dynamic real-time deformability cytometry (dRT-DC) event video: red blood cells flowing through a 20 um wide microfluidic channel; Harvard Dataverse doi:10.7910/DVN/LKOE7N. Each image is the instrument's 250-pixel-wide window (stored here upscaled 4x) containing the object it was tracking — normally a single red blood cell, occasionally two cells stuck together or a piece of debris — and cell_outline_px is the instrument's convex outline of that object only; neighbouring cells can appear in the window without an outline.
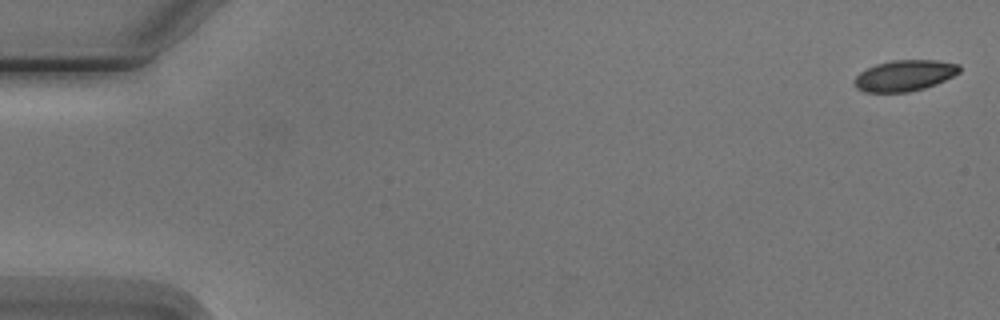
{"species": "Egyptian fruit bat (a non-hibernating species)", "species_latin": "Rousettus aegyptiacus", "temperature_condition": "cold", "stored_images_in_passage": 5, "camera_frame_rate_fps": 3000, "um_per_image_px": 0.085, "animal": {"sex": "male"}, "frame": {"image": 1, "passage_image": 1, "time_ms": 0.0, "image_size_px": [1000, 320], "cell_outline_px": [[960, 72], [936, 84], [924, 88], [908, 92], [864, 92], [856, 88], [852, 80], [860, 72], [876, 64], [892, 60], [936, 60], [960, 64]], "centroid_in_image_um": [76.87, 6.42], "position_along_channel_um": 8.1, "area_um2": 19.02}}
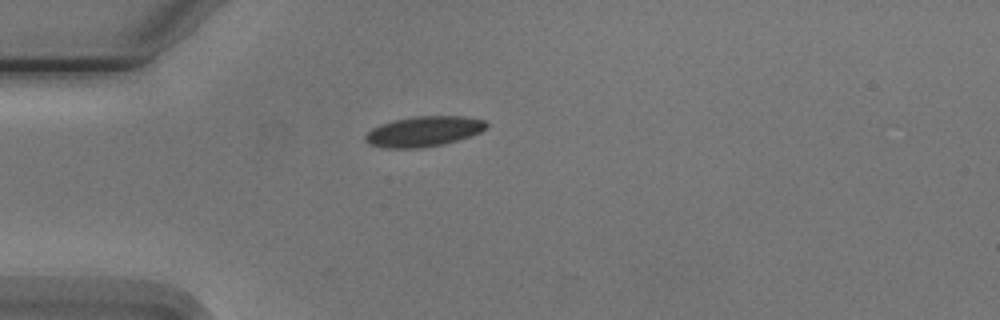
{"frame": {"image": 2, "passage_image": 5, "time_ms": 4.667, "image_size_px": [1000, 320], "cell_outline_px": [[488, 124], [480, 132], [444, 144], [420, 148], [380, 148], [368, 144], [364, 140], [364, 136], [372, 128], [380, 124], [396, 120], [416, 116], [464, 116], [484, 120]], "centroid_in_image_um": [35.96, 11.18], "position_along_channel_um": 49.0, "area_um2": 21.27}}